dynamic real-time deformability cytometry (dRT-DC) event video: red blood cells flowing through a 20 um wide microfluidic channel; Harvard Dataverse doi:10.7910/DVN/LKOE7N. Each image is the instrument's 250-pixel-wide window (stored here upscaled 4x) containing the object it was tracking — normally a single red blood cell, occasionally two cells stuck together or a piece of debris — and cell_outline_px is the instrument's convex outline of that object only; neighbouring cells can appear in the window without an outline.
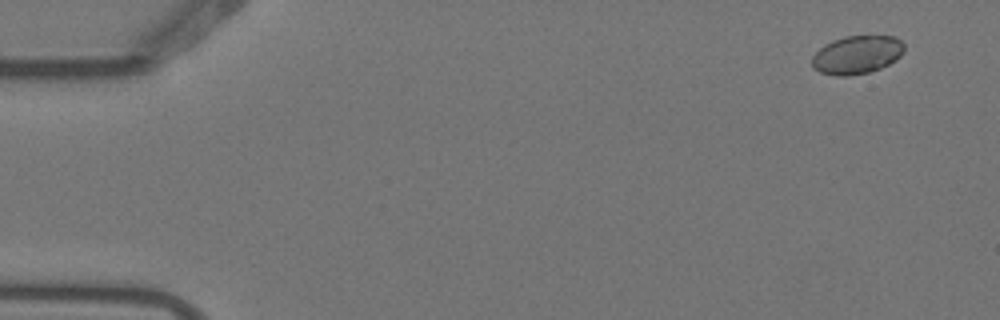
{"species": "Egyptian fruit bat (a non-hibernating species)", "species_latin": "Rousettus aegyptiacus", "temperature_condition": "warm", "stored_images_in_passage": 6, "camera_frame_rate_fps": 3000, "um_per_image_px": 0.085, "animal": {"sex": "female"}, "frame": {"image": 1, "passage_image": 1, "time_ms": 0.0, "image_size_px": [1000, 320], "cell_outline_px": [[904, 52], [896, 60], [880, 68], [868, 72], [848, 76], [836, 76], [820, 72], [812, 68], [812, 56], [824, 44], [832, 40], [844, 36], [896, 36], [904, 44]], "centroid_in_image_um": [72.83, 4.65], "position_along_channel_um": 12.2, "area_um2": 20.69}}
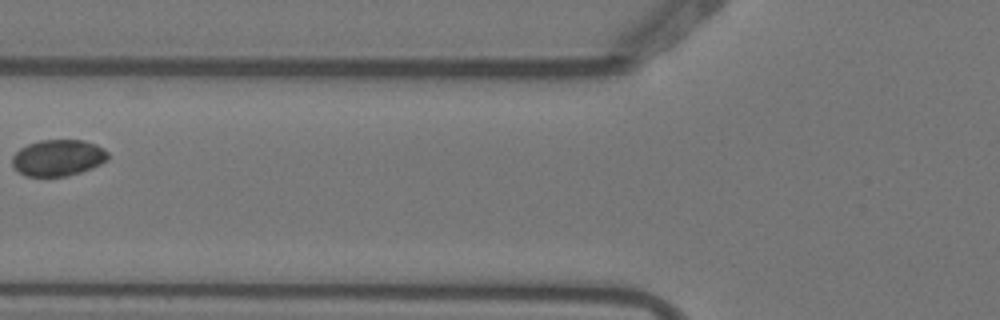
{"frame": {"image": 2, "passage_image": 6, "time_ms": 1.667, "image_size_px": [1000, 320], "cell_outline_px": [[108, 160], [92, 168], [68, 176], [24, 176], [12, 164], [12, 156], [20, 148], [28, 144], [40, 140], [84, 140], [96, 144], [104, 148], [108, 152]], "centroid_in_image_um": [4.95, 13.4], "position_along_channel_um": 120.8, "area_um2": 20.35}}